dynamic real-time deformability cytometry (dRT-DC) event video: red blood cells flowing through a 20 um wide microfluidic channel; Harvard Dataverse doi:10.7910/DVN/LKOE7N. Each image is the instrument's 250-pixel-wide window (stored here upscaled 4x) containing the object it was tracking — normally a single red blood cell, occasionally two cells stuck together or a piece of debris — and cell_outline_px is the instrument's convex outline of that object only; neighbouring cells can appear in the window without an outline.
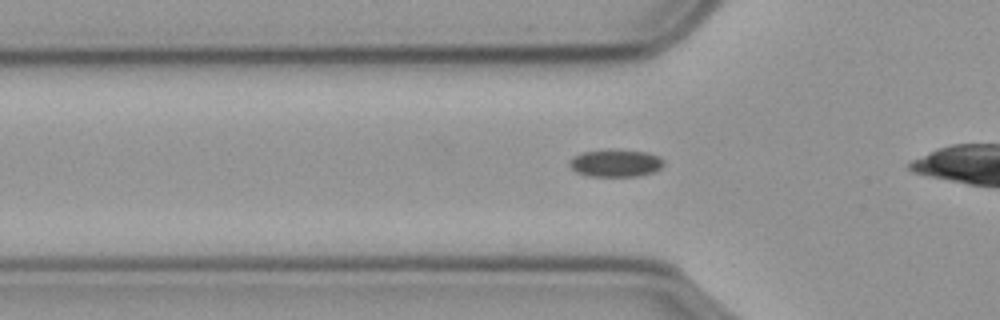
{"species": "common noctule bat (a hibernating species)", "species_latin": "Nyctalus noctula", "temperature_condition": "cold", "stored_images_in_passage": 40, "camera_frame_rate_fps": 3000, "um_per_image_px": 0.085, "animal": {"sex": "male", "body_mass_g": 23.1, "forearm_length_mm": 52.7}, "frame": {"image": 1, "passage_image": 13, "time_ms": 4.0, "image_size_px": [1000, 320], "cell_outline_px": [[664, 164], [660, 168], [652, 172], [636, 176], [588, 176], [576, 172], [568, 164], [568, 160], [572, 156], [584, 152], [648, 152], [664, 160]], "centroid_in_image_um": [52.29, 13.91], "position_along_channel_um": 73.5, "area_um2": 14.33}}
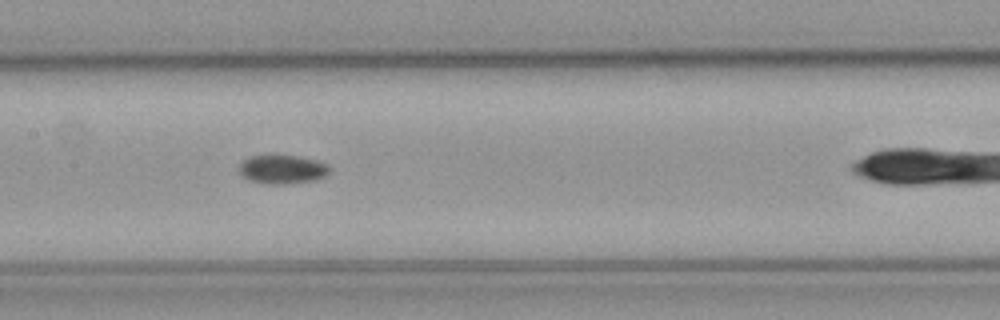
{"frame": {"image": 2, "passage_image": 22, "time_ms": 7.0, "image_size_px": [1000, 320], "cell_outline_px": [[328, 172], [324, 176], [312, 180], [284, 184], [272, 184], [248, 180], [240, 172], [240, 164], [244, 160], [252, 156], [296, 156], [316, 160], [328, 164]], "centroid_in_image_um": [23.99, 14.39], "position_along_channel_um": 183.4, "area_um2": 14.68}}
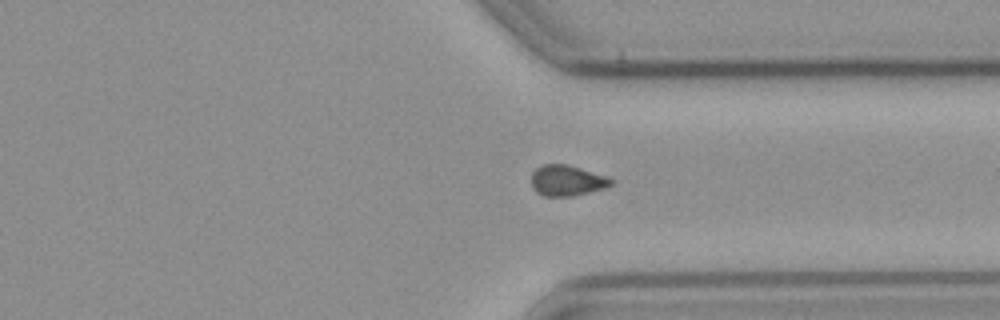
{"frame": {"image": 3, "passage_image": 37, "time_ms": 12.0, "image_size_px": [1000, 320], "cell_outline_px": [[612, 184], [604, 188], [572, 196], [544, 196], [536, 192], [532, 188], [532, 172], [536, 168], [544, 164], [568, 164], [608, 176], [612, 180]], "centroid_in_image_um": [48.18, 15.33], "position_along_channel_um": 363.2, "area_um2": 14.28}}